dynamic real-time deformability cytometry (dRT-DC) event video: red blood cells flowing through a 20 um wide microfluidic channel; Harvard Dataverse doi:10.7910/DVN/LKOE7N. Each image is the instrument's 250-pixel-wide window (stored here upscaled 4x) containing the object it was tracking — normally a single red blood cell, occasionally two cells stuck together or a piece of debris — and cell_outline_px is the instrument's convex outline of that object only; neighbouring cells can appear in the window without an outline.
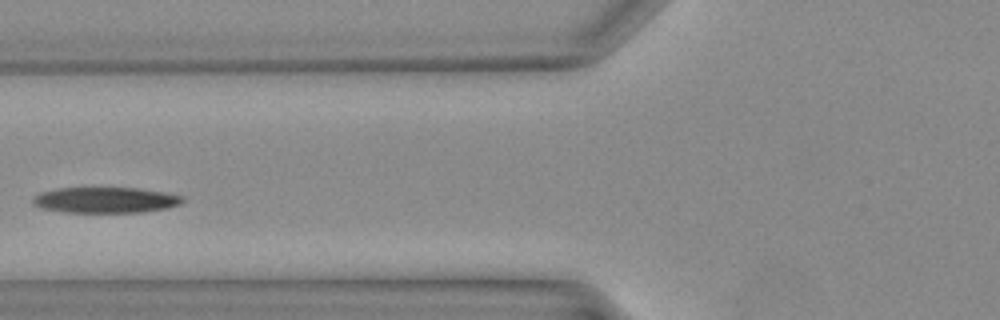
{"species": "Egyptian fruit bat (a non-hibernating species)", "species_latin": "Rousettus aegyptiacus", "temperature_condition": "warm", "stored_images_in_passage": 25, "camera_frame_rate_fps": 3000, "um_per_image_px": 0.085, "animal": {"sex": "female"}, "frame": {"image": 1, "passage_image": 8, "time_ms": 2.333, "image_size_px": [1000, 320], "cell_outline_px": [[184, 200], [180, 204], [168, 208], [144, 212], [64, 212], [44, 208], [32, 204], [32, 200], [40, 192], [56, 188], [136, 188], [184, 196]], "centroid_in_image_um": [8.97, 17.0], "position_along_channel_um": 116.8, "area_um2": 22.31}}
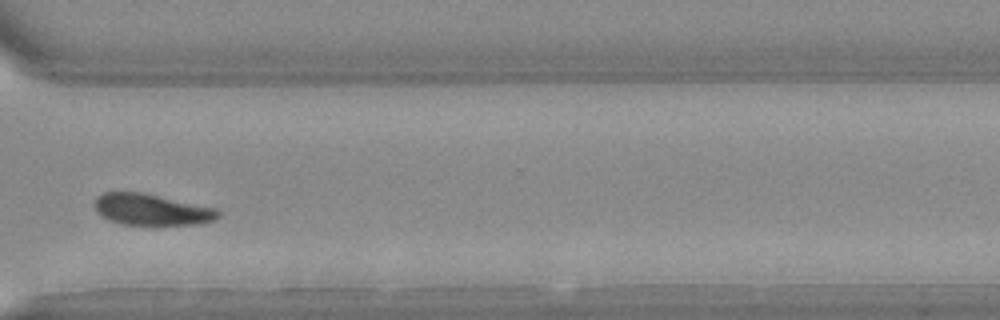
{"frame": {"image": 2, "passage_image": 22, "time_ms": 7.0, "image_size_px": [1000, 320], "cell_outline_px": [[220, 216], [212, 220], [196, 224], [124, 224], [108, 220], [100, 216], [96, 212], [92, 204], [96, 196], [104, 192], [140, 192], [216, 208], [220, 212]], "centroid_in_image_um": [12.8, 17.8], "position_along_channel_um": 357.8, "area_um2": 22.43}}